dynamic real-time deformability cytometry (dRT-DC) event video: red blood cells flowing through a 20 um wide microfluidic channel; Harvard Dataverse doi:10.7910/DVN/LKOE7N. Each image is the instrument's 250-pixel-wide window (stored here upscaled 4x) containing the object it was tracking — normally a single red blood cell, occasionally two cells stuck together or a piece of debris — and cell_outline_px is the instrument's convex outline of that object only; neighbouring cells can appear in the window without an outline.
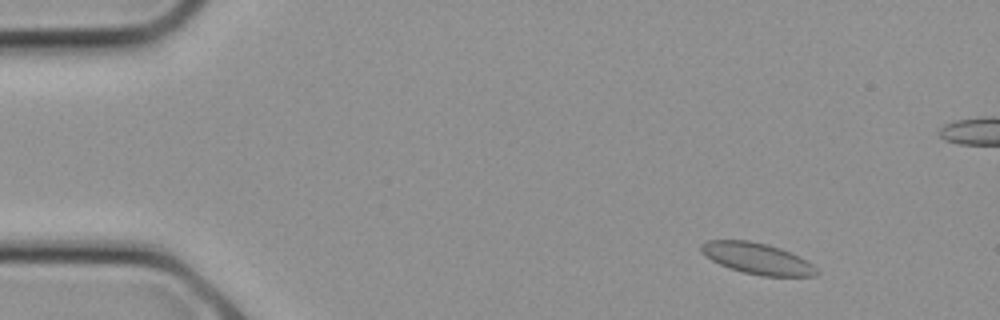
{"species": "common noctule bat (a hibernating species)", "species_latin": "Nyctalus noctula", "temperature_condition": "cold", "stored_images_in_passage": 10, "camera_frame_rate_fps": 3000, "um_per_image_px": 0.085, "animal": {"sex": "female", "body_mass_g": 21.9}, "frame": {"image": 1, "passage_image": 2, "time_ms": 0.333, "image_size_px": [1000, 320], "cell_outline_px": [[820, 272], [816, 276], [764, 276], [744, 272], [728, 268], [712, 260], [700, 252], [700, 244], [708, 240], [748, 240], [768, 244], [780, 248], [800, 256], [808, 260]], "centroid_in_image_um": [64.37, 21.97], "position_along_channel_um": 20.6, "area_um2": 21.1}}
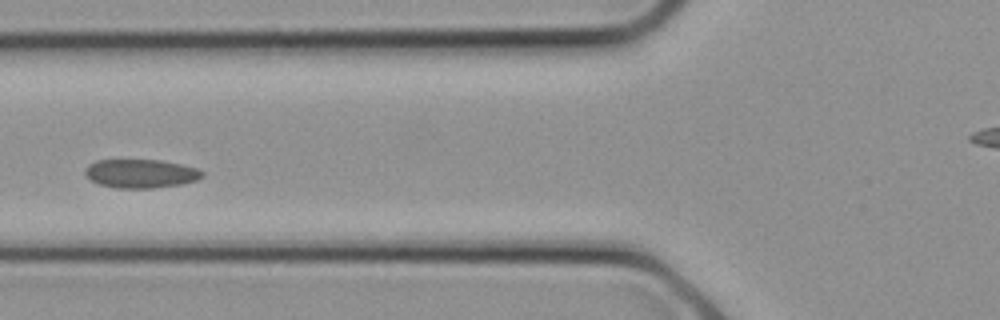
{"frame": {"image": 2, "passage_image": 9, "time_ms": 2.667, "image_size_px": [1000, 320], "cell_outline_px": [[204, 176], [196, 180], [180, 184], [152, 188], [116, 188], [100, 184], [92, 180], [84, 172], [84, 168], [88, 164], [96, 160], [160, 160], [180, 164], [196, 168], [204, 172]], "centroid_in_image_um": [11.95, 14.75], "position_along_channel_um": 113.8, "area_um2": 19.48}}